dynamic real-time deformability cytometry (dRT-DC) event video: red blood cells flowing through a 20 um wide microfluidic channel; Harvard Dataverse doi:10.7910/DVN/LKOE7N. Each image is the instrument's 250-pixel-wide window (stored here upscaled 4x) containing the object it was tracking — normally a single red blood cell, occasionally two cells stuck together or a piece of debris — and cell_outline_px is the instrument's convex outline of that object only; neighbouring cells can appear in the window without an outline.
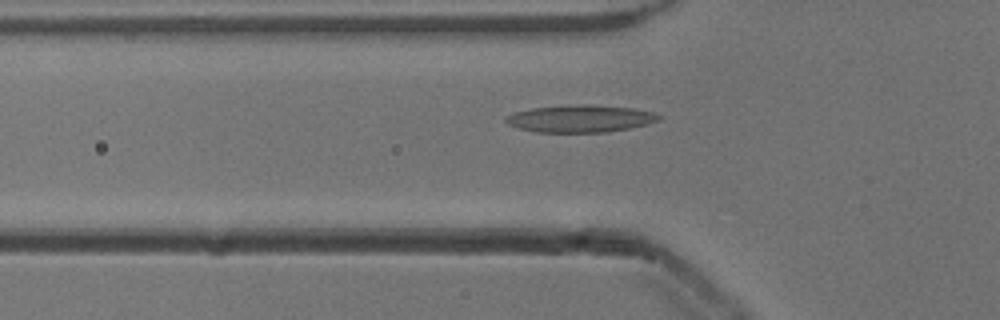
{"species": "common noctule bat (a hibernating species)", "species_latin": "Nyctalus noctula", "temperature_condition": "cold", "stored_images_in_passage": 49, "camera_frame_rate_fps": 3000, "um_per_image_px": 0.085, "animal": {"sex": "male", "body_mass_g": 13.3}, "frame": {"image": 1, "passage_image": 14, "time_ms": 4.333, "image_size_px": [1000, 320], "cell_outline_px": [[664, 116], [660, 120], [648, 124], [608, 132], [536, 132], [520, 128], [508, 124], [504, 120], [504, 116], [512, 112], [532, 108], [568, 104], [584, 104], [636, 108], [652, 112]], "centroid_in_image_um": [49.32, 10.07], "position_along_channel_um": 76.5, "area_um2": 24.62}}
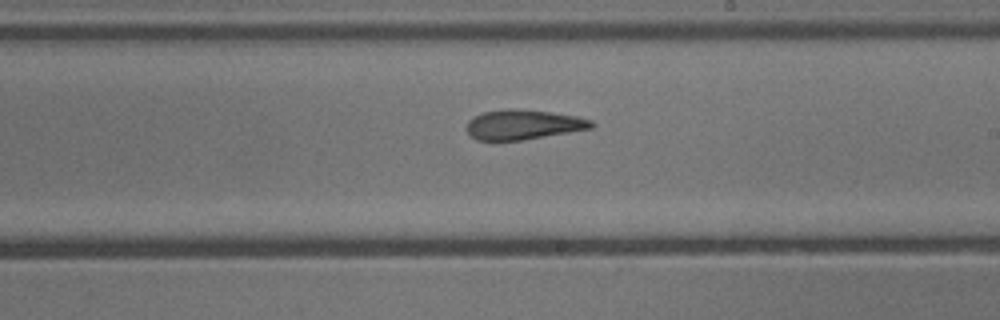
{"frame": {"image": 2, "passage_image": 27, "time_ms": 8.667, "image_size_px": [1000, 320], "cell_outline_px": [[596, 124], [592, 128], [520, 140], [476, 140], [468, 132], [468, 120], [472, 116], [484, 112], [508, 108], [516, 108], [548, 112], [576, 116], [592, 120]], "centroid_in_image_um": [44.47, 10.58], "position_along_channel_um": 244.5, "area_um2": 21.44}}
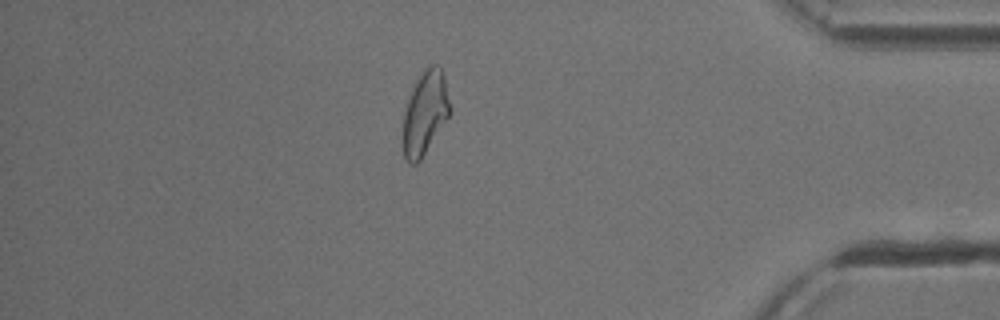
{"frame": {"image": 3, "passage_image": 42, "time_ms": 13.667, "image_size_px": [1000, 320], "cell_outline_px": [[452, 112], [420, 160], [416, 164], [408, 164], [404, 156], [404, 112], [408, 100], [420, 76], [432, 64], [436, 64], [444, 72], [452, 108]], "centroid_in_image_um": [36.18, 9.62], "position_along_channel_um": 399.0, "area_um2": 22.48}, "authors_computed_cell_mechanics": {"area_um2": 22.4842, "velocity_mm_per_s": 3.8526, "shape_relaxation_time_tau1_ms": 6.8599, "shape_relaxation_time_tau2_ms": 2.4658, "deformation_change_tau1": 0.1955, "deformation_change_tau2": 0.1281}}